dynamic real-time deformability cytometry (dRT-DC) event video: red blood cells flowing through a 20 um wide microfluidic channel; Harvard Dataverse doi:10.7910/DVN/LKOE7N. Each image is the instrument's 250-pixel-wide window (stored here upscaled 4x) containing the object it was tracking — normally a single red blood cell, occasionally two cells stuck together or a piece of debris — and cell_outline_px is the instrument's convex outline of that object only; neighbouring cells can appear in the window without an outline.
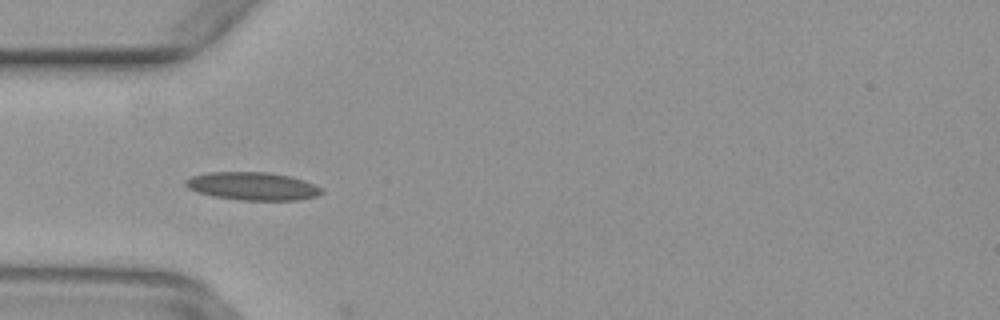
{"species": "common noctule bat (a hibernating species)", "species_latin": "Nyctalus noctula", "temperature_condition": "warm", "stored_images_in_passage": 12, "camera_frame_rate_fps": 3000, "um_per_image_px": 0.085, "animal": {"sex": "female", "body_mass_g": 29.2, "forearm_length_mm": 56.3}, "frame": {"image": 1, "passage_image": 10, "time_ms": 3.0, "image_size_px": [1000, 320], "cell_outline_px": [[324, 192], [316, 196], [300, 200], [240, 200], [212, 196], [196, 192], [188, 188], [184, 184], [184, 180], [192, 176], [208, 172], [268, 172], [288, 176], [304, 180], [324, 188]], "centroid_in_image_um": [21.47, 15.83], "position_along_channel_um": 63.5, "area_um2": 22.37}}